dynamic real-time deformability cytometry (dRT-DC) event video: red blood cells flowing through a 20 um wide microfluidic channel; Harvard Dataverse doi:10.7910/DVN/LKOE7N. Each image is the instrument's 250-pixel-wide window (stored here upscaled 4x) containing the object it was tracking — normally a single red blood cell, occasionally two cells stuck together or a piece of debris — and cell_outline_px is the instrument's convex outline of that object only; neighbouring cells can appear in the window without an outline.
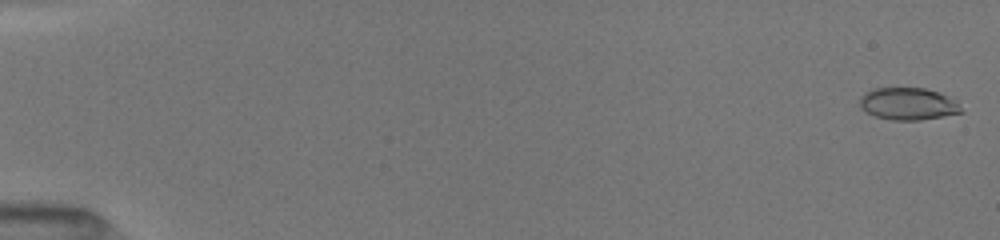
{"species": "common noctule bat (a hibernating species)", "species_latin": "Nyctalus noctula", "temperature_condition": "room temperature", "stored_images_in_passage": 51, "camera_frame_rate_fps": 3000, "um_per_image_px": 0.085, "animal": {"sex": "female", "body_mass_g": 19.5, "forearm_length_mm": 54.1}, "frame": {"image": 1, "passage_image": 1, "time_ms": 0.0, "image_size_px": [1000, 240], "cell_outline_px": [[964, 112], [920, 120], [892, 120], [876, 116], [860, 108], [860, 96], [864, 92], [872, 88], [924, 88], [940, 92], [956, 100]], "centroid_in_image_um": [77.19, 8.81], "position_along_channel_um": 7.8, "area_um2": 19.13}}
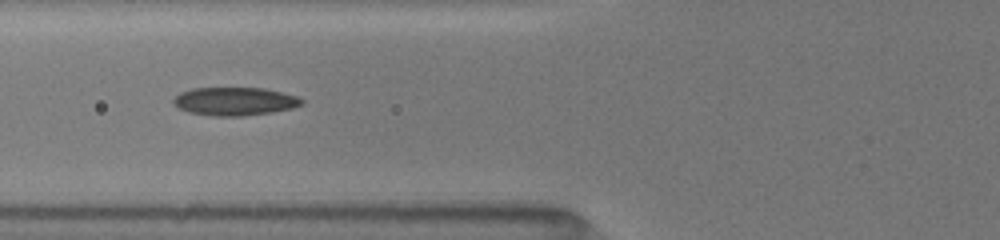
{"frame": {"image": 2, "passage_image": 21, "time_ms": 6.667, "image_size_px": [1000, 240], "cell_outline_px": [[304, 104], [292, 108], [272, 112], [244, 116], [212, 116], [188, 112], [180, 108], [172, 100], [180, 92], [192, 88], [264, 88], [296, 96], [304, 100]], "centroid_in_image_um": [19.96, 8.62], "position_along_channel_um": 105.8, "area_um2": 21.04}}
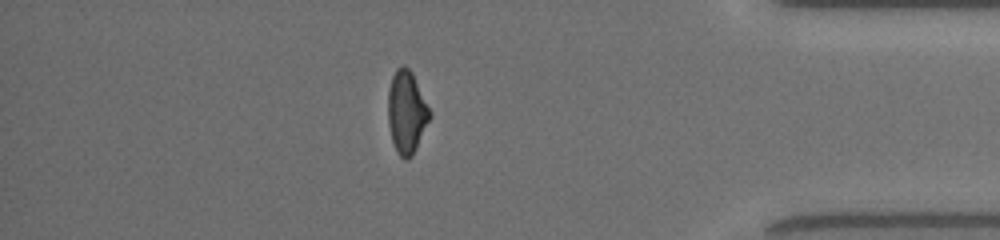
{"frame": {"image": 3, "passage_image": 45, "time_ms": 14.667, "image_size_px": [1000, 240], "cell_outline_px": [[432, 116], [412, 156], [408, 160], [404, 160], [396, 152], [392, 140], [388, 124], [388, 88], [392, 76], [396, 68], [400, 64], [404, 64], [412, 72], [432, 112]], "centroid_in_image_um": [34.56, 9.52], "position_along_channel_um": 400.6, "area_um2": 20.46}, "authors_computed_cell_mechanics": {"area_um2": 20.1722, "velocity_mm_per_s": 4.0461, "shape_relaxation_time_tau1_ms": 4.5157, "shape_relaxation_time_tau2_ms": 1.8627, "deformation_change_tau1": 0.1592, "deformation_change_tau2": 0.0775}}